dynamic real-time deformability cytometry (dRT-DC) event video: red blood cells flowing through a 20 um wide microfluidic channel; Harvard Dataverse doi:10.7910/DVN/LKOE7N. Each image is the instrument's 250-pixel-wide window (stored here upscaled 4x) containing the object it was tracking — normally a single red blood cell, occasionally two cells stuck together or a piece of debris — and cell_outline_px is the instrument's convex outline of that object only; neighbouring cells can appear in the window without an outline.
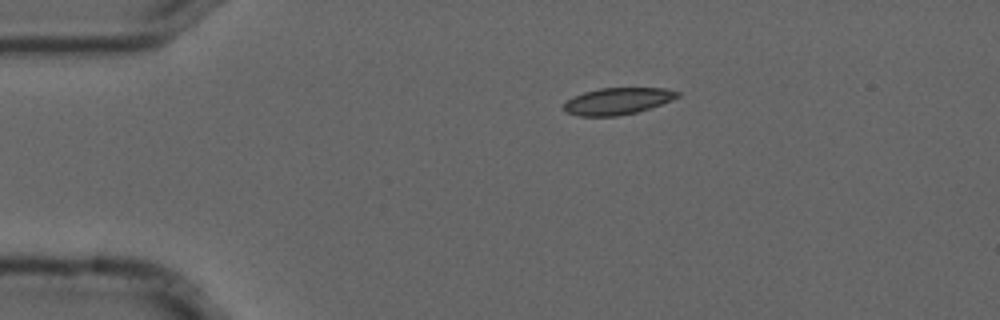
{"species": "common noctule bat (a hibernating species)", "species_latin": "Nyctalus noctula", "temperature_condition": "cold", "stored_images_in_passage": 3, "camera_frame_rate_fps": 3000, "um_per_image_px": 0.085, "animal": {"sex": "male", "forearm_length_mm": 52.5}, "frame": {"image": 1, "passage_image": 1, "time_ms": 0.0, "image_size_px": [1000, 320], "cell_outline_px": [[680, 96], [672, 100], [636, 112], [616, 116], [580, 116], [564, 112], [564, 104], [572, 96], [584, 92], [600, 88], [664, 88], [680, 92]], "centroid_in_image_um": [52.47, 8.59], "position_along_channel_um": 32.5, "area_um2": 17.63}}
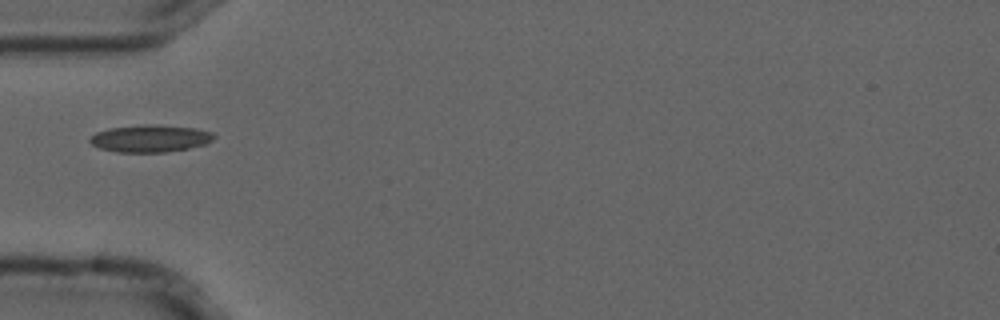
{"frame": {"image": 2, "passage_image": 3, "time_ms": 0.667, "image_size_px": [1000, 320], "cell_outline_px": [[216, 136], [208, 144], [188, 148], [164, 152], [116, 152], [100, 148], [92, 144], [88, 140], [96, 132], [108, 128], [144, 124], [156, 124], [196, 128], [212, 132]], "centroid_in_image_um": [12.78, 11.76], "position_along_channel_um": 72.2, "area_um2": 19.83}}